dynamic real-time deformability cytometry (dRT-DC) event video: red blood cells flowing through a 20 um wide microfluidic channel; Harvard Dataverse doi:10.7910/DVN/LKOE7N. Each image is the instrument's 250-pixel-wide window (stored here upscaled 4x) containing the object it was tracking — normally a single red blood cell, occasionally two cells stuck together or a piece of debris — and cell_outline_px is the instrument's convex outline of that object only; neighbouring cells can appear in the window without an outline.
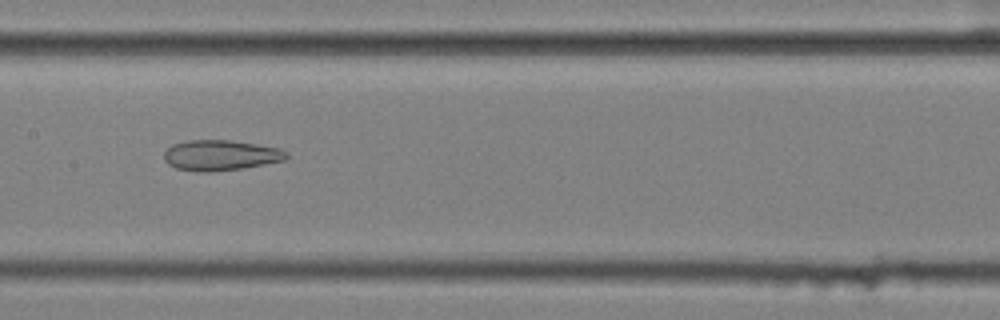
{"species": "common noctule bat (a hibernating species)", "species_latin": "Nyctalus noctula", "temperature_condition": "cold", "stored_images_in_passage": 39, "camera_frame_rate_fps": 3000, "um_per_image_px": 0.085, "animal": {"sex": "female", "body_mass_g": 25.1}, "frame": {"image": 1, "passage_image": 11, "time_ms": 3.333, "image_size_px": [1000, 320], "cell_outline_px": [[288, 156], [284, 160], [244, 168], [212, 172], [200, 172], [176, 168], [168, 164], [164, 160], [164, 152], [172, 144], [188, 140], [232, 140], [280, 148], [288, 152]], "centroid_in_image_um": [18.74, 13.2], "position_along_channel_um": 188.7, "area_um2": 21.85}}
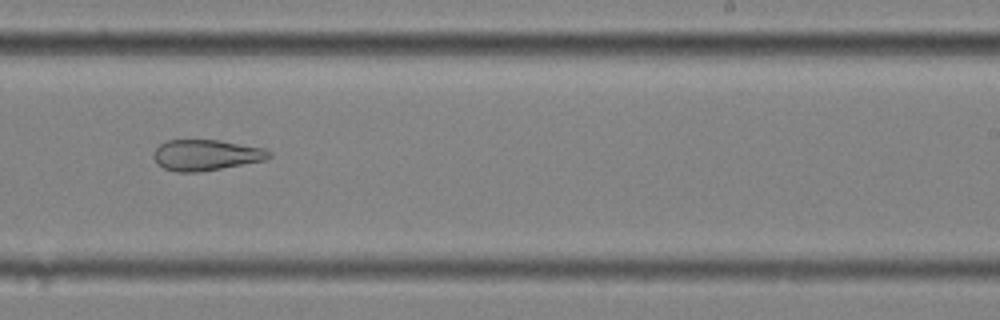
{"frame": {"image": 2, "passage_image": 18, "time_ms": 5.667, "image_size_px": [1000, 320], "cell_outline_px": [[272, 156], [268, 160], [200, 172], [176, 172], [164, 168], [156, 164], [152, 156], [156, 148], [160, 144], [168, 140], [220, 140], [264, 148], [272, 152]], "centroid_in_image_um": [17.53, 13.18], "position_along_channel_um": 271.5, "area_um2": 21.04}}
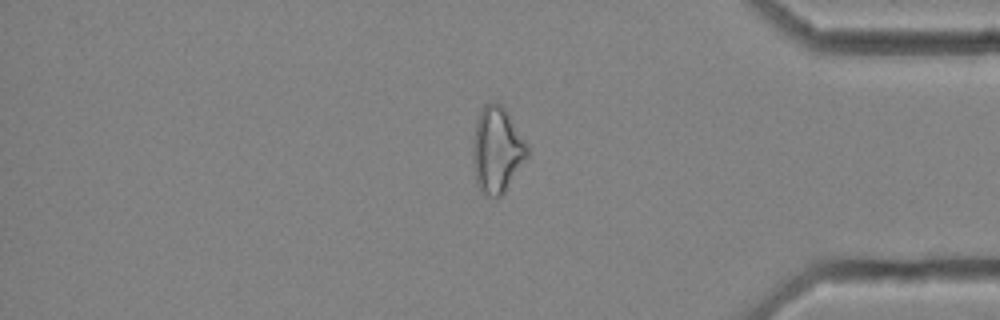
{"frame": {"image": 3, "passage_image": 30, "time_ms": 9.667, "image_size_px": [1000, 320], "cell_outline_px": [[528, 156], [504, 192], [496, 200], [480, 192], [476, 184], [472, 156], [472, 144], [476, 120], [484, 104], [500, 104], [508, 112], [528, 144]], "centroid_in_image_um": [42.23, 12.78], "position_along_channel_um": 393.0, "area_um2": 27.46}, "authors_computed_cell_mechanics": {"area_um2": 24.1026, "velocity_mm_per_s": 3.5612, "shape_relaxation_time_tau1_ms": null, "shape_relaxation_time_tau2_ms": 4.7223, "deformation_change_tau1": null, "deformation_change_tau2": 0.1563}}